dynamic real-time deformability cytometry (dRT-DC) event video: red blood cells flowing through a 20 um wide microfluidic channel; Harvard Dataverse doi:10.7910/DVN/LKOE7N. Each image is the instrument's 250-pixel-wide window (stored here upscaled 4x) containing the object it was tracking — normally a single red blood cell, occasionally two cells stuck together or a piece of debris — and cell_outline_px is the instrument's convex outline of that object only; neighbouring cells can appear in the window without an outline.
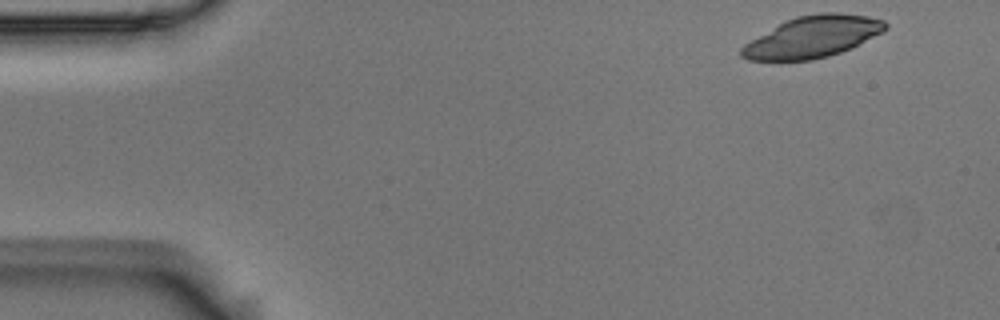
{"species": "Egyptian fruit bat (a non-hibernating species)", "species_latin": "Rousettus aegyptiacus", "temperature_condition": "room temperature", "stored_images_in_passage": 51, "camera_frame_rate_fps": 3000, "um_per_image_px": 0.085, "animal": {"sex": "male"}, "frame": {"image": 1, "passage_image": 1, "time_ms": 0.0, "image_size_px": [1000, 320], "cell_outline_px": [[888, 28], [884, 32], [852, 48], [828, 56], [812, 60], [748, 60], [740, 56], [740, 48], [744, 44], [780, 24], [796, 16], [820, 12], [836, 12], [868, 16], [884, 20], [888, 24]], "centroid_in_image_um": [69.13, 3.13], "position_along_channel_um": 15.9, "area_um2": 34.68}}